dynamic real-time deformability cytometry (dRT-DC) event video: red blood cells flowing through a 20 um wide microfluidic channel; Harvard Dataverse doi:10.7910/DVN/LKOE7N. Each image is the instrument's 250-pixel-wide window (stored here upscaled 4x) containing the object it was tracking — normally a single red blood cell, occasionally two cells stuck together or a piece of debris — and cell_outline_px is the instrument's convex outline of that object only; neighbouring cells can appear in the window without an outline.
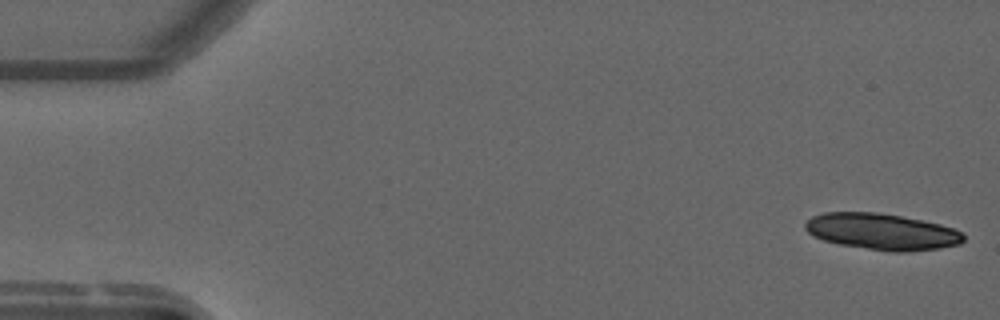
{"species": "common noctule bat (a hibernating species)", "species_latin": "Nyctalus noctula", "temperature_condition": "warm", "stored_images_in_passage": 17, "camera_frame_rate_fps": 3000, "um_per_image_px": 0.085, "animal": {"sex": "male", "forearm_length_mm": 52.5}, "frame": {"image": 1, "passage_image": 1, "time_ms": 0.0, "image_size_px": [1000, 320], "cell_outline_px": [[964, 240], [960, 244], [940, 248], [908, 252], [892, 252], [840, 244], [824, 240], [812, 236], [804, 228], [804, 224], [812, 216], [824, 212], [876, 212], [900, 216], [940, 224], [952, 228], [960, 232], [964, 236]], "centroid_in_image_um": [74.94, 19.69], "position_along_channel_um": 10.1, "area_um2": 33.41}}
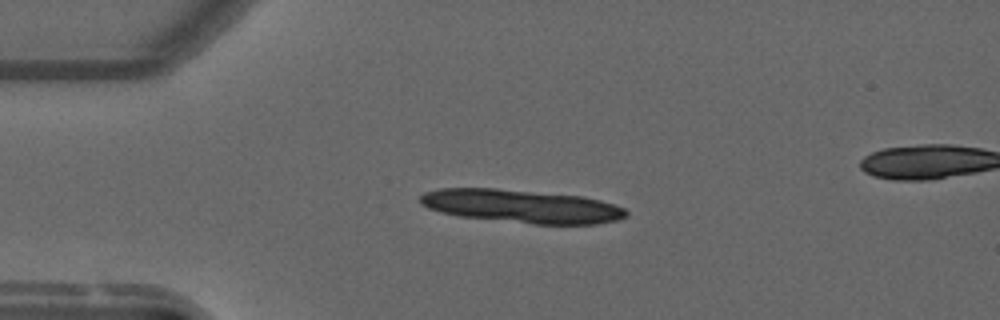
{"frame": {"image": 2, "passage_image": 12, "time_ms": 3.667, "image_size_px": [1000, 320], "cell_outline_px": [[628, 216], [616, 220], [596, 224], [532, 224], [460, 216], [440, 212], [428, 208], [420, 204], [420, 196], [424, 192], [440, 188], [496, 188], [584, 196], [616, 204], [624, 208], [628, 212]], "centroid_in_image_um": [44.35, 17.52], "position_along_channel_um": 40.7, "area_um2": 40.11}}